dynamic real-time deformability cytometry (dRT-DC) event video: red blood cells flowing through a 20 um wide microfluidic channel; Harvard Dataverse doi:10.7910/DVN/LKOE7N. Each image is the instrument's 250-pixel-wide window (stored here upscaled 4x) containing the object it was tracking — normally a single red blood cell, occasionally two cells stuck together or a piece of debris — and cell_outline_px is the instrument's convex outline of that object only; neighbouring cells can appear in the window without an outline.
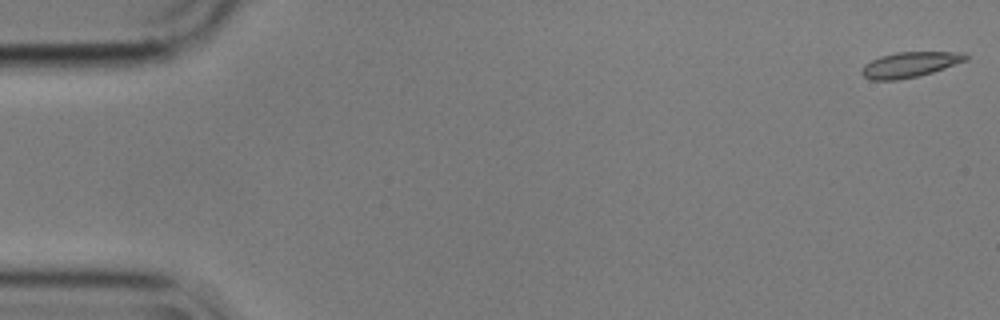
{"species": "common noctule bat (a hibernating species)", "species_latin": "Nyctalus noctula", "temperature_condition": "cold", "stored_images_in_passage": 3, "camera_frame_rate_fps": 3000, "um_per_image_px": 0.085, "animal": {"sex": "male", "body_mass_g": 17.9}, "frame": {"image": 1, "passage_image": 1, "time_ms": 0.0, "image_size_px": [1000, 320], "cell_outline_px": [[968, 60], [932, 72], [916, 76], [896, 80], [872, 80], [864, 76], [860, 72], [864, 64], [880, 56], [896, 52], [964, 52], [968, 56]], "centroid_in_image_um": [77.33, 5.48], "position_along_channel_um": 7.7, "area_um2": 15.26}}